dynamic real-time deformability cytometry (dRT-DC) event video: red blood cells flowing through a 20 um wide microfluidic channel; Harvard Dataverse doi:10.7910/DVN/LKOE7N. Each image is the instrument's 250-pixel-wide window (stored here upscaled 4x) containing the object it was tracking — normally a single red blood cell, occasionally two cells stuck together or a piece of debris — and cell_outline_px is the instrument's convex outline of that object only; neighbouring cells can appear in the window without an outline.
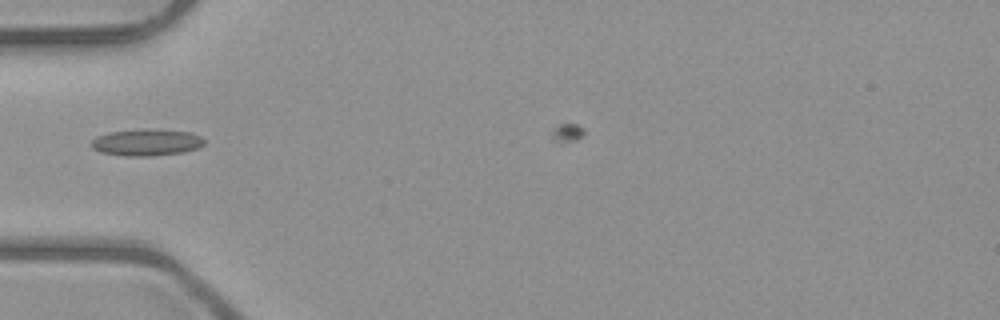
{"species": "common noctule bat (a hibernating species)", "species_latin": "Nyctalus noctula", "temperature_condition": "room temperature", "stored_images_in_passage": 3, "camera_frame_rate_fps": 3000, "um_per_image_px": 0.085, "animal": {"sex": "male", "body_mass_g": 23.1, "forearm_length_mm": 52.7}, "frame": {"image": 1, "passage_image": 2, "time_ms": 2.0, "image_size_px": [1000, 320], "cell_outline_px": [[204, 144], [196, 148], [184, 152], [152, 156], [124, 156], [100, 152], [92, 148], [92, 140], [96, 136], [108, 132], [144, 128], [156, 128], [192, 132], [200, 136], [204, 140]], "centroid_in_image_um": [12.45, 12.08], "position_along_channel_um": 72.5, "area_um2": 17.92}}